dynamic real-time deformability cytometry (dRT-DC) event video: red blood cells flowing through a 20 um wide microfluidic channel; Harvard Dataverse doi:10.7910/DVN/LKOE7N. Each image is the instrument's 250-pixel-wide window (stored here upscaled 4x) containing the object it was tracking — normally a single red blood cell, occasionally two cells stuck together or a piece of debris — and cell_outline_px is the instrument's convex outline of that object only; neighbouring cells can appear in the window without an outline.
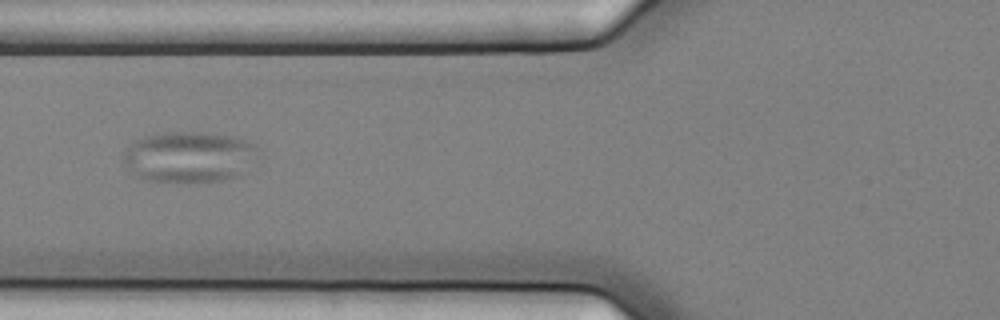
{"species": "common noctule bat (a hibernating species)", "species_latin": "Nyctalus noctula", "temperature_condition": "cold", "stored_images_in_passage": 53, "camera_frame_rate_fps": 3000, "um_per_image_px": 0.085, "animal": {"sex": "female", "body_mass_g": 25.1}, "frame": {"image": 1, "passage_image": 19, "time_ms": 6.0, "image_size_px": [1000, 320], "cell_outline_px": [[260, 152], [248, 172], [240, 176], [220, 180], [192, 184], [188, 184], [148, 180], [136, 176], [128, 172], [124, 164], [124, 152], [136, 140], [144, 136], [164, 132], [196, 132], [232, 136], [260, 144]], "centroid_in_image_um": [16.15, 13.37], "position_along_channel_um": 109.6, "area_um2": 41.21}}
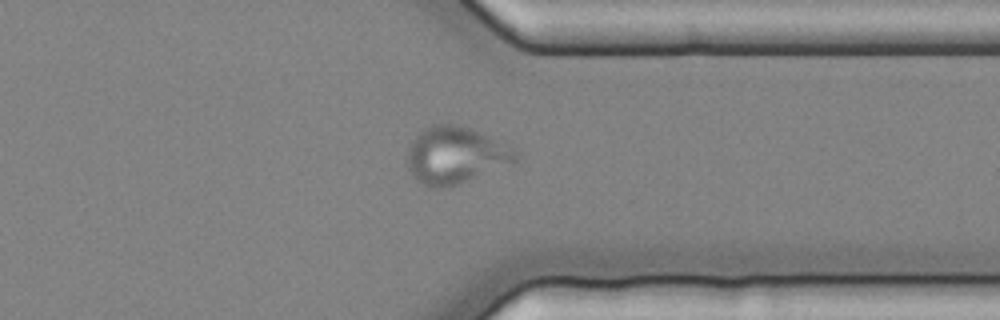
{"frame": {"image": 2, "passage_image": 41, "time_ms": 13.333, "image_size_px": [1000, 320], "cell_outline_px": [[520, 156], [516, 160], [456, 184], [440, 188], [436, 188], [424, 184], [416, 180], [412, 176], [408, 168], [408, 148], [412, 140], [424, 128], [432, 124], [452, 124], [468, 128], [488, 136], [520, 152]], "centroid_in_image_um": [38.65, 13.18], "position_along_channel_um": 372.7, "area_um2": 34.91}}
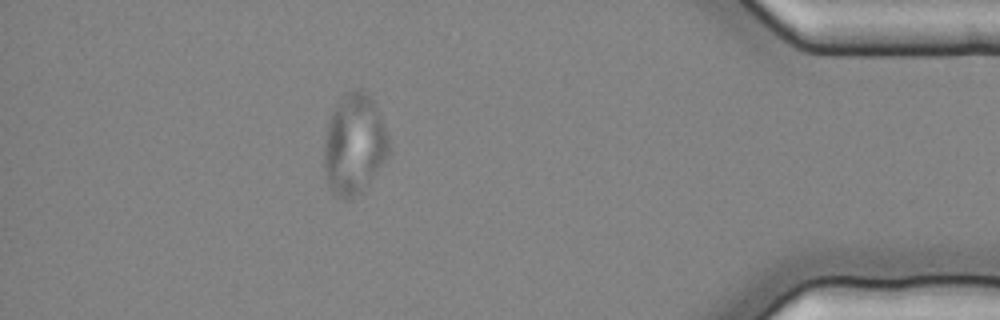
{"frame": {"image": 3, "passage_image": 47, "time_ms": 15.333, "image_size_px": [1000, 320], "cell_outline_px": [[388, 156], [364, 192], [356, 196], [344, 200], [336, 196], [328, 188], [324, 168], [324, 140], [328, 120], [332, 108], [352, 88], [360, 88], [372, 100], [376, 108], [384, 128], [388, 140]], "centroid_in_image_um": [30.07, 12.32], "position_along_channel_um": 405.1, "area_um2": 38.09}}